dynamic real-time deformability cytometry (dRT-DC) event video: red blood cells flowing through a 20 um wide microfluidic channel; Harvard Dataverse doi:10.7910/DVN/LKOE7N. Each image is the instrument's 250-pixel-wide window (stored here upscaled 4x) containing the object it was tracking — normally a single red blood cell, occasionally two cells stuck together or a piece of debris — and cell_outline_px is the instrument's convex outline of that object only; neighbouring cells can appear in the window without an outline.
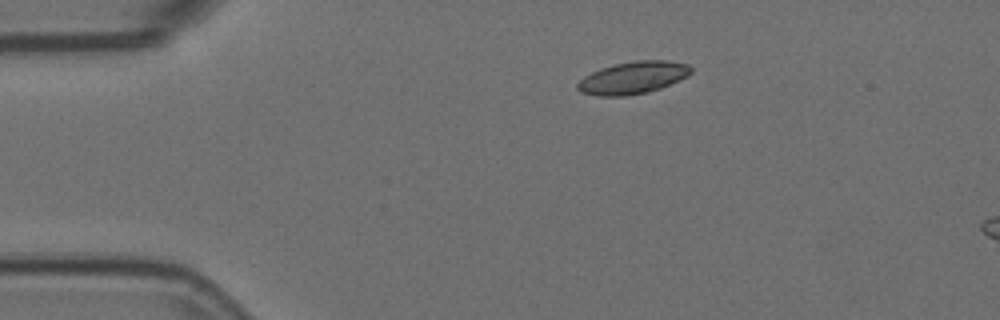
{"species": "Egyptian fruit bat (a non-hibernating species)", "species_latin": "Rousettus aegyptiacus", "temperature_condition": "room temperature", "stored_images_in_passage": 7, "camera_frame_rate_fps": 3000, "um_per_image_px": 0.085, "animal": {"sex": "female"}, "frame": {"image": 1, "passage_image": 1, "time_ms": 0.0, "image_size_px": [1000, 320], "cell_outline_px": [[692, 72], [688, 76], [680, 80], [660, 88], [648, 92], [624, 96], [600, 96], [580, 92], [576, 88], [576, 84], [584, 76], [600, 68], [616, 64], [636, 60], [664, 60], [688, 64], [692, 68]], "centroid_in_image_um": [53.8, 6.61], "position_along_channel_um": 31.2, "area_um2": 21.39}}